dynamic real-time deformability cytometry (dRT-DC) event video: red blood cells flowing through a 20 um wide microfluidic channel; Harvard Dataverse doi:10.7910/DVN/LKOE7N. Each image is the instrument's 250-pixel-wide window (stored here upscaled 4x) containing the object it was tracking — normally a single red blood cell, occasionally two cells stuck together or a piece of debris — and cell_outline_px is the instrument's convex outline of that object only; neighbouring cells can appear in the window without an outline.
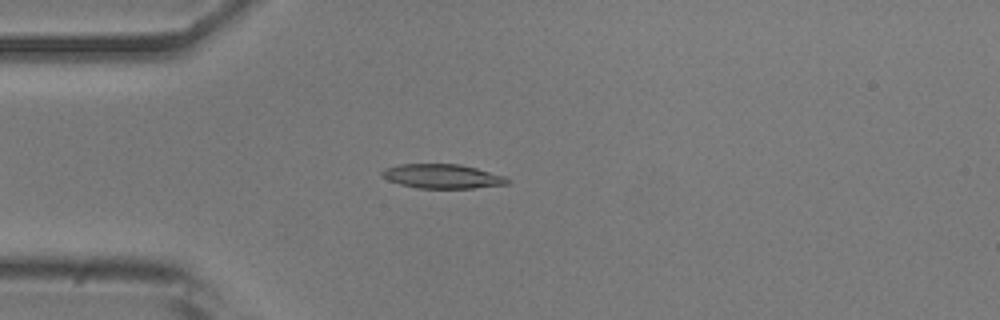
{"species": "common noctule bat (a hibernating species)", "species_latin": "Nyctalus noctula", "temperature_condition": "room temperature", "stored_images_in_passage": 47, "camera_frame_rate_fps": 3000, "um_per_image_px": 0.085, "animal": {"sex": "male", "body_mass_g": 20.5, "forearm_length_mm": 52.5}, "frame": {"image": 1, "passage_image": 9, "time_ms": 2.667, "image_size_px": [1000, 320], "cell_outline_px": [[512, 180], [508, 184], [472, 188], [416, 188], [400, 184], [388, 180], [380, 176], [380, 172], [384, 168], [400, 164], [460, 164], [508, 176]], "centroid_in_image_um": [37.62, 14.98], "position_along_channel_um": 47.4, "area_um2": 17.98}}
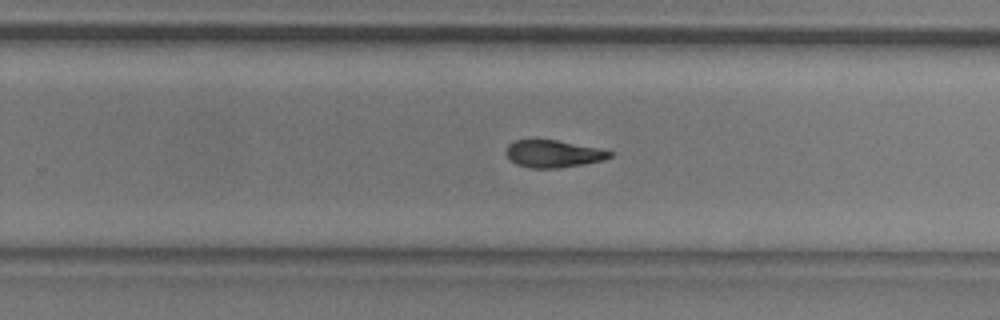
{"frame": {"image": 2, "passage_image": 28, "time_ms": 9.0, "image_size_px": [1000, 320], "cell_outline_px": [[616, 152], [612, 156], [604, 160], [584, 164], [556, 168], [528, 168], [516, 164], [504, 152], [508, 144], [516, 140], [556, 140]], "centroid_in_image_um": [47.03, 13.08], "position_along_channel_um": 282.8, "area_um2": 16.42}}
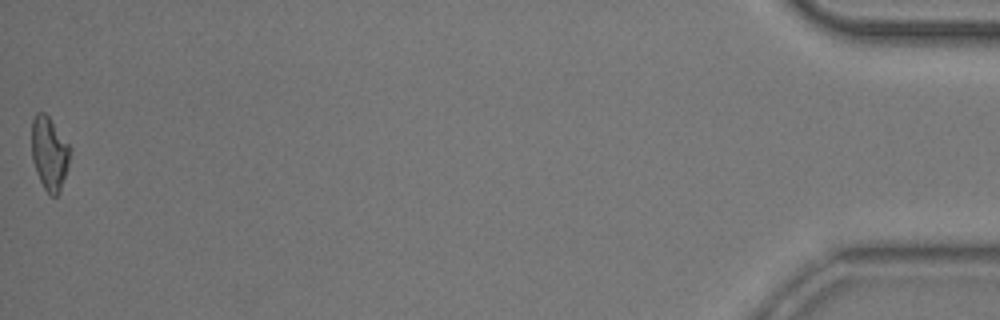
{"frame": {"image": 3, "passage_image": 47, "time_ms": 15.333, "image_size_px": [1000, 320], "cell_outline_px": [[72, 148], [68, 164], [60, 192], [56, 196], [52, 196], [44, 188], [36, 172], [32, 160], [32, 120], [36, 112], [44, 112], [48, 116]], "centroid_in_image_um": [4.2, 13.02], "position_along_channel_um": 431.0, "area_um2": 16.36}, "authors_computed_cell_mechanics": {"area_um2": 17.2244, "velocity_mm_per_s": 3.9178, "shape_relaxation_time_tau1_ms": 6.5267, "shape_relaxation_time_tau2_ms": 4.0977, "deformation_change_tau1": 0.179, "deformation_change_tau2": 0.114}}